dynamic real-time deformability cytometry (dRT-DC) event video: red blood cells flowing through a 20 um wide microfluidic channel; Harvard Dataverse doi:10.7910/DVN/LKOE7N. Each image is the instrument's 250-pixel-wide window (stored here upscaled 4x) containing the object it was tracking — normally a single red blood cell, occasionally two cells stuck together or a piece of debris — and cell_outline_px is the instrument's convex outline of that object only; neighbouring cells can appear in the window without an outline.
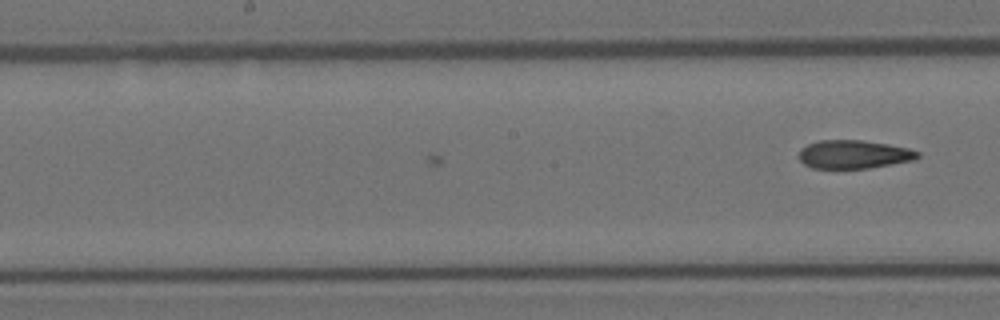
{"species": "Egyptian fruit bat (a non-hibernating species)", "species_latin": "Rousettus aegyptiacus", "temperature_condition": "room temperature", "stored_images_in_passage": 24, "camera_frame_rate_fps": 3000, "um_per_image_px": 0.085, "animal": {"sex": "female"}, "frame": {"image": 1, "passage_image": 24, "time_ms": 7.667, "image_size_px": [1000, 320], "cell_outline_px": [[920, 156], [916, 160], [868, 168], [812, 168], [804, 164], [800, 160], [800, 148], [808, 144], [820, 140], [860, 140], [888, 144], [908, 148], [920, 152]], "centroid_in_image_um": [72.6, 13.12], "position_along_channel_um": 175.6, "area_um2": 19.65}}